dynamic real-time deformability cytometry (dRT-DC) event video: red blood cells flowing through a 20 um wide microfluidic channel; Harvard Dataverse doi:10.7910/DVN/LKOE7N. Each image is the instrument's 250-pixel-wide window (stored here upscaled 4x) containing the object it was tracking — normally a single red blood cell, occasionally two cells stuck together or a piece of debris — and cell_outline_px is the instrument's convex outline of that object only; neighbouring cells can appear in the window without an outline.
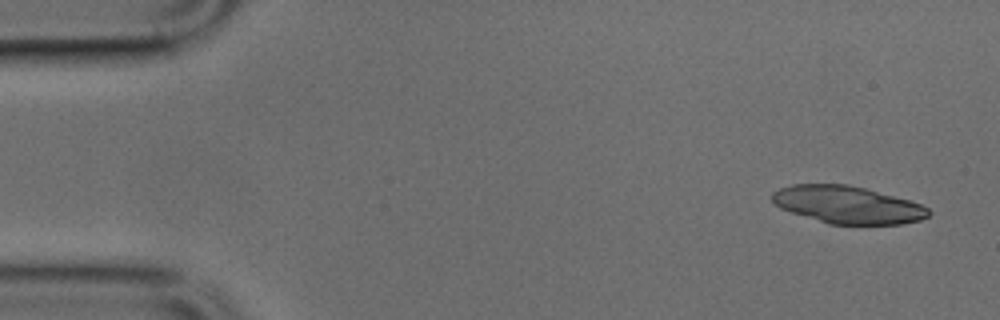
{"species": "common noctule bat (a hibernating species)", "species_latin": "Nyctalus noctula", "temperature_condition": "cold", "stored_images_in_passage": 43, "camera_frame_rate_fps": 3000, "um_per_image_px": 0.085, "animal": {"sex": "male", "body_mass_g": 17.9, "forearm_length_mm": 54.2}, "frame": {"image": 1, "passage_image": 1, "time_ms": 0.0, "image_size_px": [1000, 320], "cell_outline_px": [[932, 212], [928, 216], [920, 220], [904, 224], [828, 224], [780, 208], [772, 200], [772, 192], [780, 188], [792, 184], [848, 184], [864, 188], [908, 200], [920, 204], [928, 208]], "centroid_in_image_um": [72.04, 17.41], "position_along_channel_um": 13.0, "area_um2": 33.93}}